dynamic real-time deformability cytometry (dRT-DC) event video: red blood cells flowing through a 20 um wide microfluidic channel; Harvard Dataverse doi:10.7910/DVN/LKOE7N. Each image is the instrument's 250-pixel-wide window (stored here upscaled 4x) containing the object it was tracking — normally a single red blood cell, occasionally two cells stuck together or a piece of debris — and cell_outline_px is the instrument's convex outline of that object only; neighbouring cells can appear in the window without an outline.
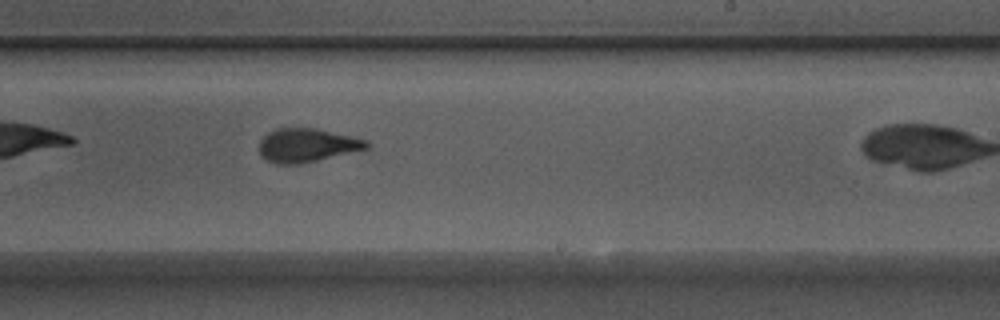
{"species": "Egyptian fruit bat (a non-hibernating species)", "species_latin": "Rousettus aegyptiacus", "temperature_condition": "warm", "stored_images_in_passage": 27, "camera_frame_rate_fps": 3000, "um_per_image_px": 0.085, "animal": {"sex": "male"}, "frame": {"image": 1, "passage_image": 16, "time_ms": 5.0, "image_size_px": [1000, 320], "cell_outline_px": [[372, 144], [368, 148], [316, 160], [296, 164], [276, 164], [260, 156], [260, 140], [268, 132], [276, 128], [316, 128], [352, 136], [368, 140]], "centroid_in_image_um": [26.09, 12.33], "position_along_channel_um": 262.9, "area_um2": 20.92}}